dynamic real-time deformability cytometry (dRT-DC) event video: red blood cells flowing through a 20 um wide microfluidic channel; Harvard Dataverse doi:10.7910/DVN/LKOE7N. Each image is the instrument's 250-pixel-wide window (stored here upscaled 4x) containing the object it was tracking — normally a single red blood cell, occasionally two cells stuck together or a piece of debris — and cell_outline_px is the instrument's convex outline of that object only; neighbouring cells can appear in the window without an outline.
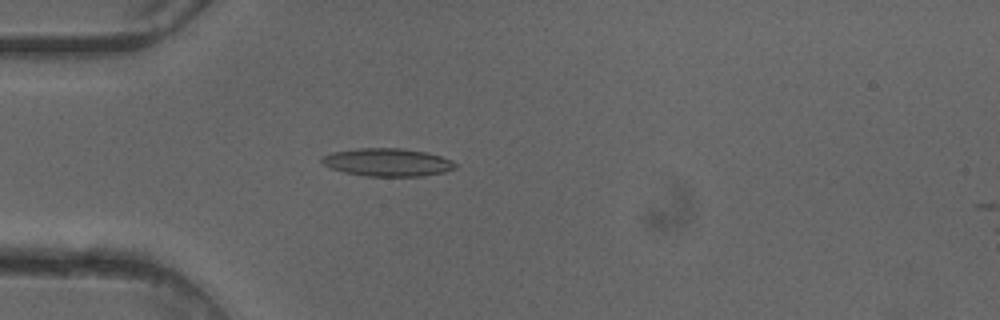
{"species": "common noctule bat (a hibernating species)", "species_latin": "Nyctalus noctula", "temperature_condition": "cold", "stored_images_in_passage": 15, "camera_frame_rate_fps": 3000, "um_per_image_px": 0.085, "animal": {"sex": "female"}, "frame": {"image": 1, "passage_image": 14, "time_ms": 4.333, "image_size_px": [1000, 320], "cell_outline_px": [[456, 168], [444, 172], [424, 176], [364, 176], [344, 172], [328, 168], [320, 160], [324, 156], [332, 152], [356, 148], [400, 148], [424, 152], [440, 156], [452, 160], [456, 164]], "centroid_in_image_um": [32.92, 13.8], "position_along_channel_um": 52.1, "area_um2": 21.73}}